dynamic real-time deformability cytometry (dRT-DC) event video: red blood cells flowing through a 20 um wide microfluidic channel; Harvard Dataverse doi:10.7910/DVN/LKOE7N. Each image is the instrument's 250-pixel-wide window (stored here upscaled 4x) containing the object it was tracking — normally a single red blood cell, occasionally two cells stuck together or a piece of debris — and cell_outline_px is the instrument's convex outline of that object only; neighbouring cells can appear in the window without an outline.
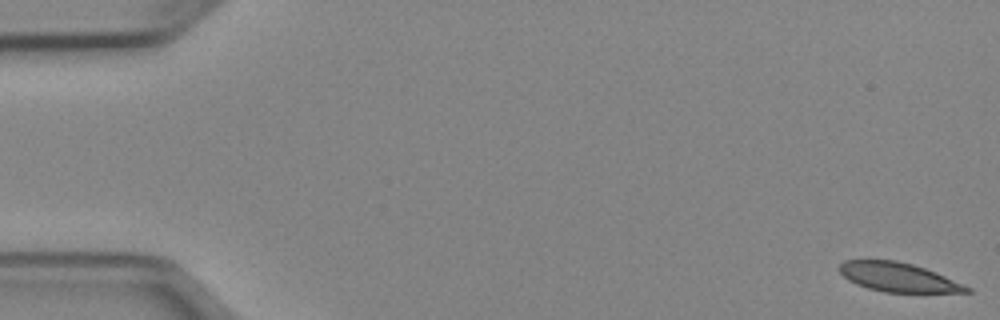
{"species": "Egyptian fruit bat (a non-hibernating species)", "species_latin": "Rousettus aegyptiacus", "temperature_condition": "cold", "stored_images_in_passage": 52, "camera_frame_rate_fps": 3000, "um_per_image_px": 0.085, "animal": {"sex": "female"}, "frame": {"image": 1, "passage_image": 1, "time_ms": 0.0, "image_size_px": [1000, 320], "cell_outline_px": [[972, 292], [884, 292], [868, 288], [856, 284], [848, 280], [840, 272], [840, 264], [844, 260], [896, 260], [912, 264], [936, 272], [964, 284], [972, 288]], "centroid_in_image_um": [76.36, 23.56], "position_along_channel_um": 8.6, "area_um2": 21.44}}
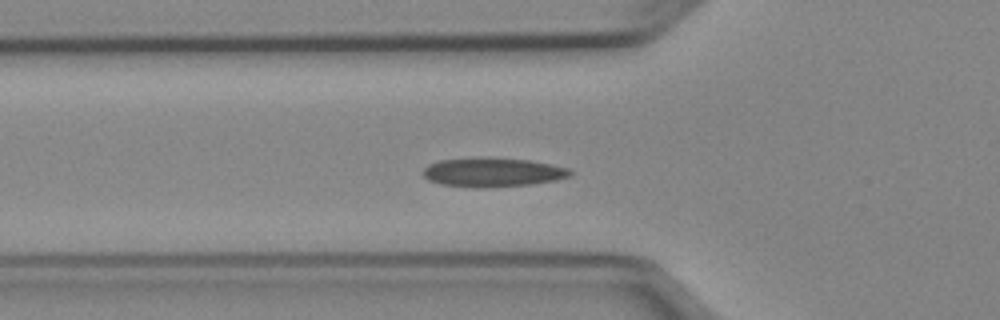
{"frame": {"image": 2, "passage_image": 18, "time_ms": 5.667, "image_size_px": [1000, 320], "cell_outline_px": [[572, 176], [556, 180], [532, 184], [484, 188], [472, 188], [440, 184], [428, 180], [420, 172], [428, 164], [440, 160], [528, 160], [568, 168], [572, 172]], "centroid_in_image_um": [41.86, 14.7], "position_along_channel_um": 83.9, "area_um2": 24.1}}
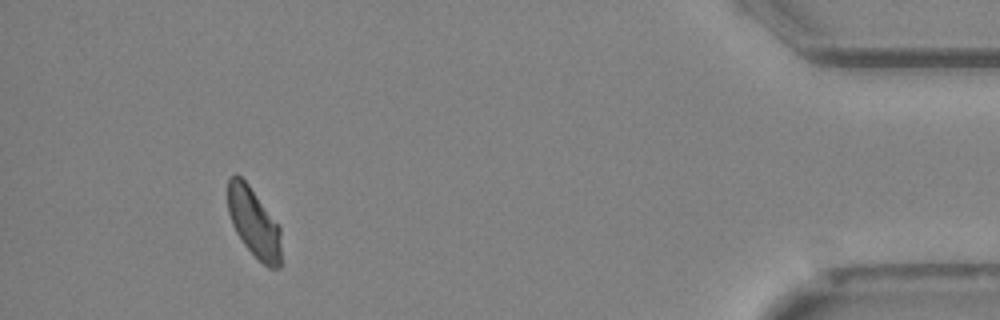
{"frame": {"image": 3, "passage_image": 48, "time_ms": 15.667, "image_size_px": [1000, 320], "cell_outline_px": [[280, 268], [268, 268], [244, 244], [236, 232], [232, 224], [228, 212], [228, 180], [236, 172], [248, 184], [280, 228]], "centroid_in_image_um": [21.56, 18.91], "position_along_channel_um": 413.6, "area_um2": 21.04}, "authors_computed_cell_mechanics": {"area_um2": 23.3223, "velocity_mm_per_s": 3.9156, "shape_relaxation_time_tau1_ms": 6.6283, "shape_relaxation_time_tau2_ms": 4.3471, "deformation_change_tau1": 0.155, "deformation_change_tau2": 0.073}}